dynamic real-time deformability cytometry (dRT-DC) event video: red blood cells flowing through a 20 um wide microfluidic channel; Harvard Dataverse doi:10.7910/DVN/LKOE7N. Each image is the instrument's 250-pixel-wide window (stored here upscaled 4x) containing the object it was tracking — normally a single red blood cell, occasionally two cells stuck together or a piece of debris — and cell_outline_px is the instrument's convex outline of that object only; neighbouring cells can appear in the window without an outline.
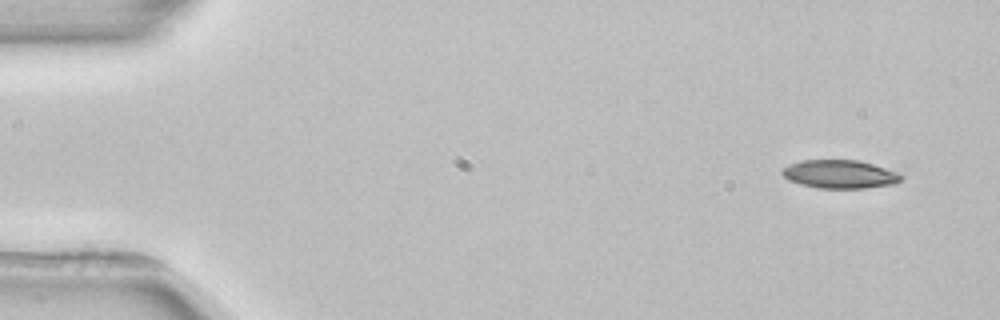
{"species": "common noctule bat (a hibernating species)", "species_latin": "Nyctalus noctula", "temperature_condition": "room temperature", "stored_images_in_passage": 5, "segment_of_instrument_passage": [2, 2], "camera_frame_rate_fps": 3000, "um_per_image_px": 0.085, "animal": {"sex": "female", "body_mass_g": 22.7, "forearm_length_mm": 54.2}, "frame": {"image": 1, "passage_image": 5, "time_ms": 5.333, "image_size_px": [1000, 320], "cell_outline_px": [[904, 180], [896, 184], [864, 188], [816, 188], [800, 184], [788, 180], [780, 172], [788, 164], [804, 160], [856, 160], [872, 164], [900, 172], [904, 176]], "centroid_in_image_um": [71.43, 14.81], "position_along_channel_um": 13.6, "area_um2": 19.88}}